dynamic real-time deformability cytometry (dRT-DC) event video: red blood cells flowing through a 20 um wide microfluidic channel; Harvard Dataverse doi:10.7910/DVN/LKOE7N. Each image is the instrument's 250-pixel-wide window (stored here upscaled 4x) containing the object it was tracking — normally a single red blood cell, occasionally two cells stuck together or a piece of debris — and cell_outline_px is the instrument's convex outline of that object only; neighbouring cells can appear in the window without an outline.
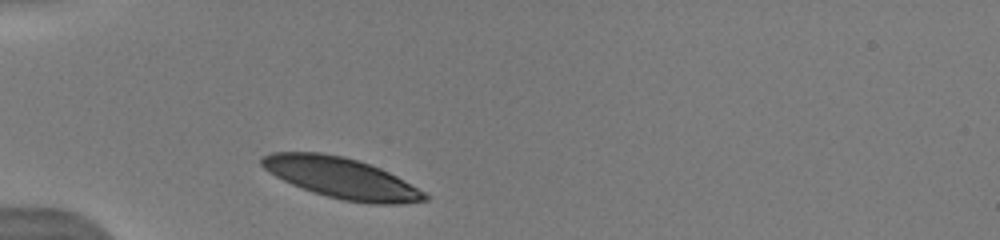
{"species": "human", "species_latin": "Homo sapiens", "temperature_condition": "warm", "stored_images_in_passage": 1, "camera_frame_rate_fps": 3000, "um_per_image_px": 0.085, "donor": {"sex": "male"}, "frame": {"image": 1, "passage_image": 1, "time_ms": 0.0, "image_size_px": [1000, 240], "cell_outline_px": [[428, 200], [400, 204], [372, 204], [344, 200], [312, 192], [292, 184], [268, 172], [260, 164], [260, 156], [272, 152], [320, 152], [344, 156], [380, 168], [404, 180], [424, 192], [428, 196]], "centroid_in_image_um": [28.99, 15.12], "position_along_channel_um": 56.0, "area_um2": 38.49}}